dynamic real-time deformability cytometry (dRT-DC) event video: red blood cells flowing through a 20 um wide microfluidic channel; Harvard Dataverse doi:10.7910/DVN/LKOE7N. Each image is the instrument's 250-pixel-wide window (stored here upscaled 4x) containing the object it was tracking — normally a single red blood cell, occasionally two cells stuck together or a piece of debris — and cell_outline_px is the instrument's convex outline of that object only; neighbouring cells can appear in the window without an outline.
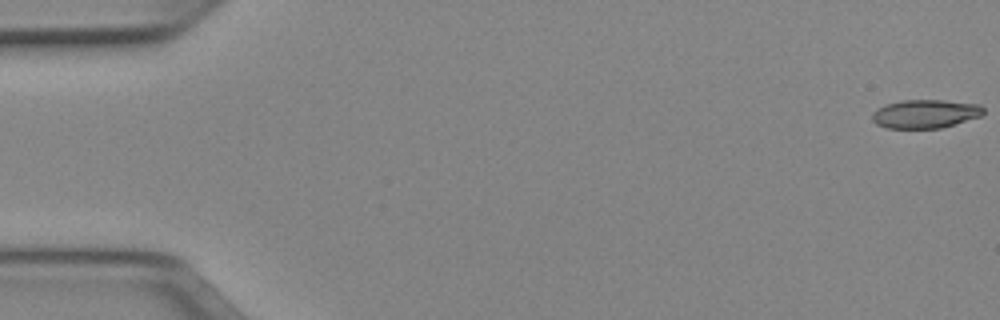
{"species": "Egyptian fruit bat (a non-hibernating species)", "species_latin": "Rousettus aegyptiacus", "temperature_condition": "cold", "stored_images_in_passage": 51, "camera_frame_rate_fps": 3000, "um_per_image_px": 0.085, "animal": {"sex": "female"}, "frame": {"image": 1, "passage_image": 1, "time_ms": 0.0, "image_size_px": [1000, 320], "cell_outline_px": [[984, 112], [980, 116], [940, 128], [888, 128], [876, 124], [872, 120], [872, 112], [888, 104], [904, 100], [944, 100], [980, 104], [984, 108]], "centroid_in_image_um": [78.66, 9.67], "position_along_channel_um": 6.3, "area_um2": 18.32}}
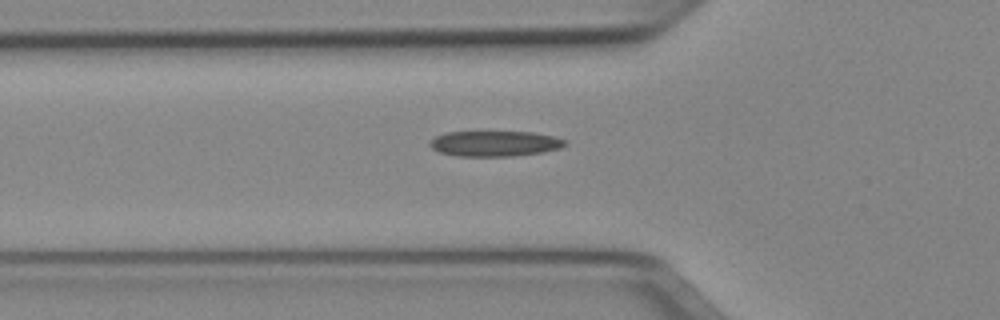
{"frame": {"image": 2, "passage_image": 18, "time_ms": 5.667, "image_size_px": [1000, 320], "cell_outline_px": [[568, 144], [560, 148], [544, 152], [512, 156], [456, 156], [440, 152], [432, 148], [428, 144], [428, 140], [444, 132], [532, 132], [552, 136], [568, 140]], "centroid_in_image_um": [42.05, 12.2], "position_along_channel_um": 83.7, "area_um2": 20.23}}
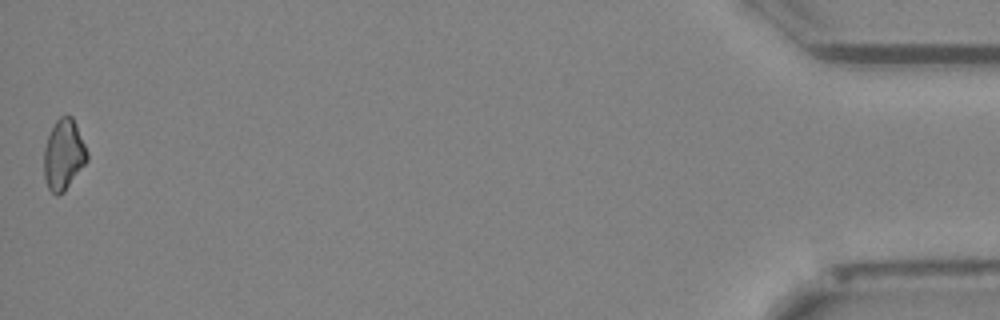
{"frame": {"image": 3, "passage_image": 51, "time_ms": 16.667, "image_size_px": [1000, 320], "cell_outline_px": [[88, 160], [64, 192], [56, 196], [48, 188], [44, 176], [44, 148], [48, 136], [56, 120], [60, 116], [72, 116], [76, 124], [88, 152]], "centroid_in_image_um": [5.41, 13.16], "position_along_channel_um": 429.8, "area_um2": 17.69}}